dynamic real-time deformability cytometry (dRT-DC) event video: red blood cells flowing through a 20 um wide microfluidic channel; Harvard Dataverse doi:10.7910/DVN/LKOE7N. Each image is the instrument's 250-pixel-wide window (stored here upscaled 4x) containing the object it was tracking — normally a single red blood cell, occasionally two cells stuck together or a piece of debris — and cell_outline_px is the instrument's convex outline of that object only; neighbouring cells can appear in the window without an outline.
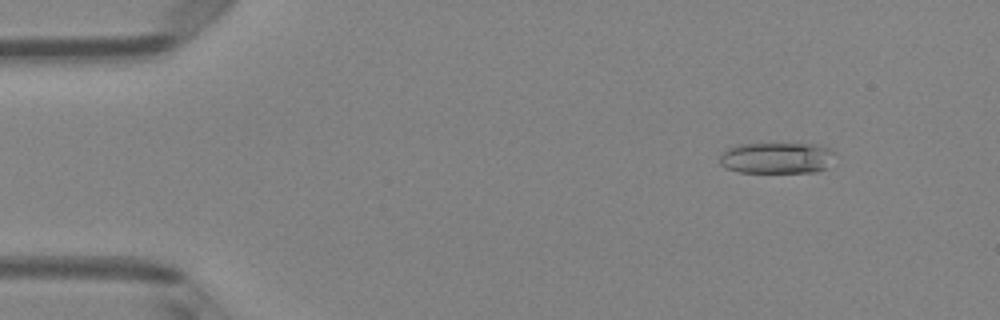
{"species": "Egyptian fruit bat (a non-hibernating species)", "species_latin": "Rousettus aegyptiacus", "temperature_condition": "room temperature", "stored_images_in_passage": 7, "camera_frame_rate_fps": 3000, "um_per_image_px": 0.085, "animal": {"sex": "female"}, "frame": {"image": 1, "passage_image": 2, "time_ms": 0.333, "image_size_px": [1000, 320], "cell_outline_px": [[836, 152], [824, 168], [816, 172], [740, 172], [728, 168], [720, 164], [720, 156], [728, 148], [736, 144], [816, 144], [828, 148]], "centroid_in_image_um": [66.01, 13.42], "position_along_channel_um": 19.0, "area_um2": 20.69}}
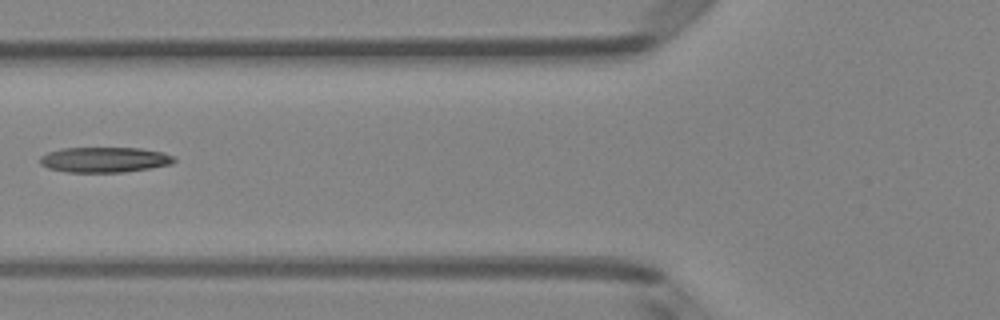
{"frame": {"image": 2, "passage_image": 6, "time_ms": 1.667, "image_size_px": [1000, 320], "cell_outline_px": [[176, 160], [172, 164], [124, 172], [68, 172], [48, 168], [40, 164], [40, 156], [48, 152], [60, 148], [140, 148], [164, 152], [176, 156]], "centroid_in_image_um": [8.9, 13.57], "position_along_channel_um": 116.9, "area_um2": 19.88}}
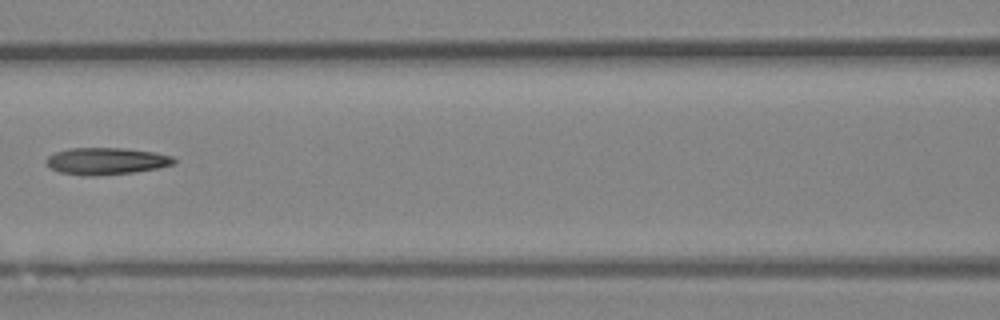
{"frame": {"image": 3, "passage_image": 7, "time_ms": 2.0, "image_size_px": [1000, 320], "cell_outline_px": [[176, 164], [160, 168], [132, 172], [92, 176], [84, 176], [60, 172], [48, 168], [44, 164], [44, 160], [48, 156], [56, 152], [68, 148], [124, 148], [156, 152], [172, 156], [176, 160]], "centroid_in_image_um": [9.01, 13.69], "position_along_channel_um": 157.6, "area_um2": 20.35}}